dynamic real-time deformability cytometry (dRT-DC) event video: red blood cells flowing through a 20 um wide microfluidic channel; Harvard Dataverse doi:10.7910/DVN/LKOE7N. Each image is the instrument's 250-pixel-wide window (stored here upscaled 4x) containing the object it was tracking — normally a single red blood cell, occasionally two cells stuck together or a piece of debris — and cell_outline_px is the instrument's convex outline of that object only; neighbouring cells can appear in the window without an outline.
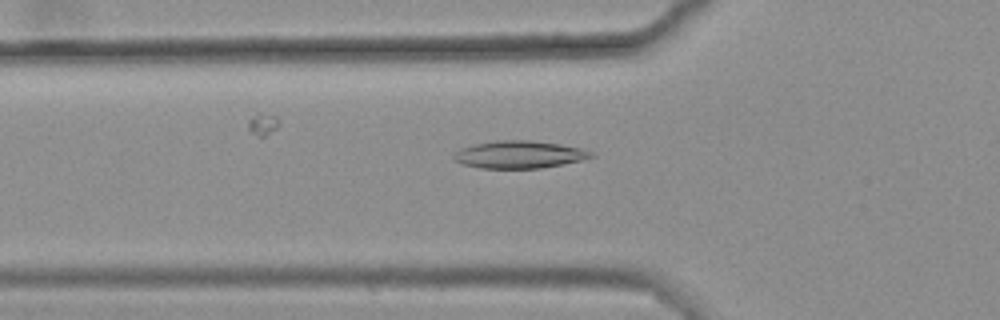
{"species": "common noctule bat (a hibernating species)", "species_latin": "Nyctalus noctula", "temperature_condition": "warm", "stored_images_in_passage": 37, "camera_frame_rate_fps": 3000, "um_per_image_px": 0.085, "animal": {"sex": "female", "body_mass_g": 25.1}, "frame": {"image": 1, "passage_image": 5, "time_ms": 1.333, "image_size_px": [1000, 320], "cell_outline_px": [[596, 156], [580, 160], [540, 168], [480, 168], [464, 164], [456, 160], [452, 156], [460, 148], [472, 144], [496, 140], [532, 140], [560, 144], [580, 148], [592, 152]], "centroid_in_image_um": [44.11, 13.12], "position_along_channel_um": 81.7, "area_um2": 21.85}}
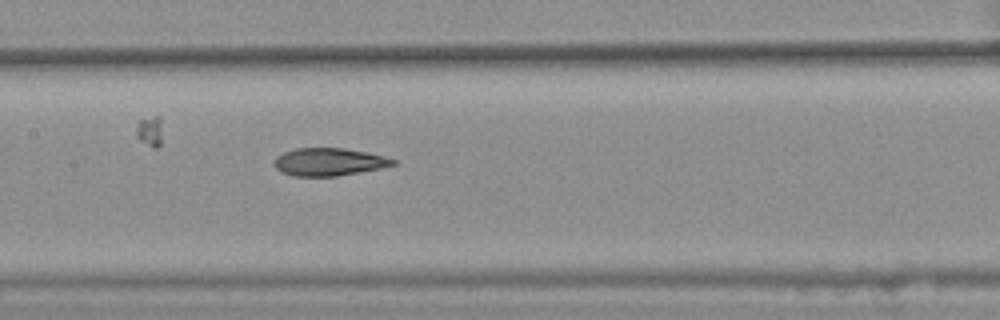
{"frame": {"image": 2, "passage_image": 13, "time_ms": 4.0, "image_size_px": [1000, 320], "cell_outline_px": [[396, 164], [380, 168], [336, 176], [292, 176], [280, 172], [276, 168], [276, 156], [284, 152], [296, 148], [344, 148], [364, 152], [396, 160]], "centroid_in_image_um": [27.91, 13.76], "position_along_channel_um": 179.5, "area_um2": 18.84}}
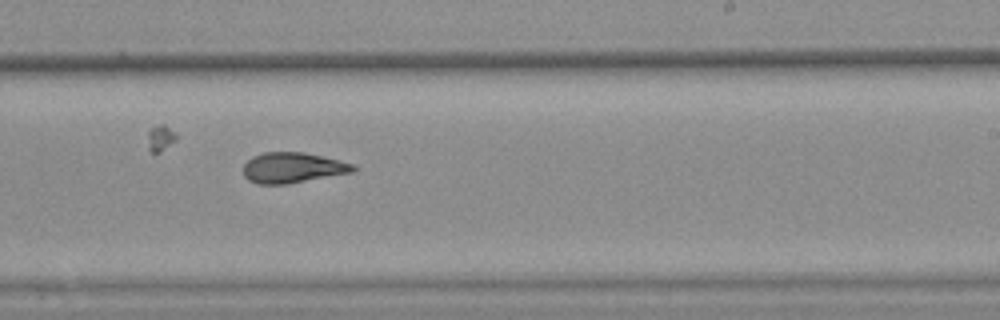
{"frame": {"image": 3, "passage_image": 20, "time_ms": 6.333, "image_size_px": [1000, 320], "cell_outline_px": [[356, 168], [352, 172], [284, 184], [256, 184], [248, 180], [244, 176], [244, 164], [252, 156], [264, 152], [304, 152], [356, 164]], "centroid_in_image_um": [24.85, 14.25], "position_along_channel_um": 264.2, "area_um2": 19.36}, "authors_computed_cell_mechanics": {"area_um2": 19.5942, "velocity_mm_per_s": 3.6461, "shape_relaxation_time_tau1_ms": null, "shape_relaxation_time_tau2_ms": 2.3713, "deformation_change_tau1": null, "deformation_change_tau2": 0.0868}}